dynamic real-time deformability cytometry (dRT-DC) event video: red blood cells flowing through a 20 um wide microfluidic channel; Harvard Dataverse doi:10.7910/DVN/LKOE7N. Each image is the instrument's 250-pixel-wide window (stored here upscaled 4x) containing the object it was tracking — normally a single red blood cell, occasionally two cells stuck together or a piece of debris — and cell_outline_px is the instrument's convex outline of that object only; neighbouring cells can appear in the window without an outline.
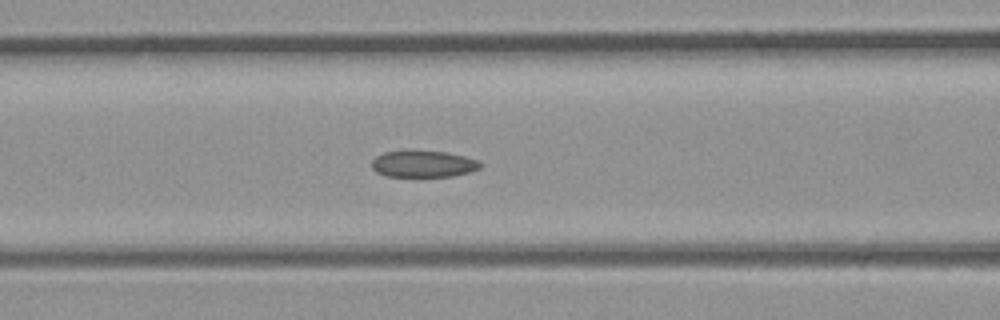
{"species": "common noctule bat (a hibernating species)", "species_latin": "Nyctalus noctula", "temperature_condition": "room temperature", "stored_images_in_passage": 35, "camera_frame_rate_fps": 3000, "um_per_image_px": 0.085, "animal": {"sex": "male", "body_mass_g": 23.1, "forearm_length_mm": 52.7}, "frame": {"image": 1, "passage_image": 14, "time_ms": 4.333, "image_size_px": [1000, 320], "cell_outline_px": [[484, 164], [480, 168], [468, 172], [452, 176], [384, 176], [376, 172], [372, 168], [372, 160], [376, 156], [384, 152], [412, 148], [448, 152], [480, 160]], "centroid_in_image_um": [35.97, 13.89], "position_along_channel_um": 130.6, "area_um2": 17.51}}
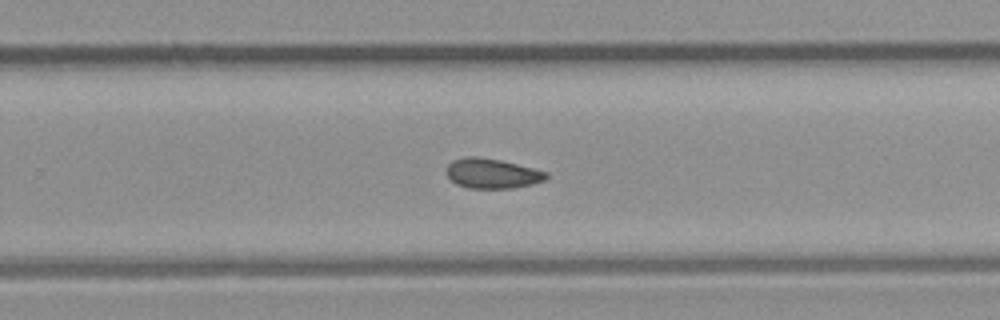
{"frame": {"image": 2, "passage_image": 22, "time_ms": 7.0, "image_size_px": [1000, 320], "cell_outline_px": [[548, 176], [544, 180], [532, 184], [512, 188], [468, 188], [456, 184], [448, 176], [448, 164], [452, 160], [464, 156], [480, 156], [500, 160], [548, 172]], "centroid_in_image_um": [41.82, 14.73], "position_along_channel_um": 288.0, "area_um2": 17.28}}
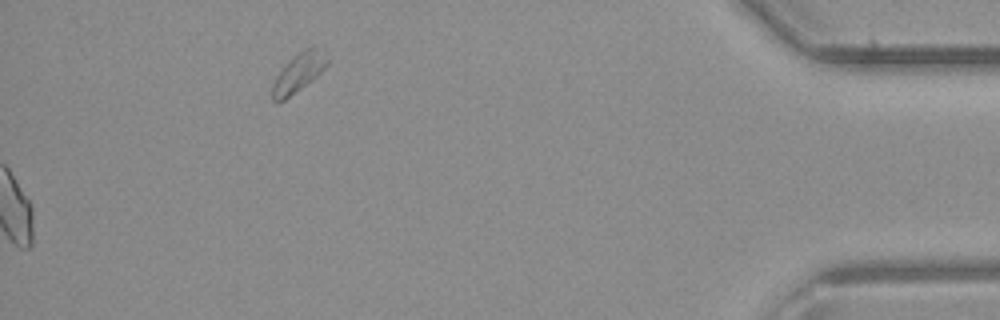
{"frame": {"image": 3, "passage_image": 35, "time_ms": 11.333, "image_size_px": [1000, 320], "cell_outline_px": [[328, 64], [312, 80], [284, 100], [276, 104], [272, 100], [272, 84], [276, 76], [288, 60], [304, 48], [312, 44], [316, 44], [324, 48], [328, 60]], "centroid_in_image_um": [25.4, 6.11], "position_along_channel_um": 409.8, "area_um2": 12.77}}